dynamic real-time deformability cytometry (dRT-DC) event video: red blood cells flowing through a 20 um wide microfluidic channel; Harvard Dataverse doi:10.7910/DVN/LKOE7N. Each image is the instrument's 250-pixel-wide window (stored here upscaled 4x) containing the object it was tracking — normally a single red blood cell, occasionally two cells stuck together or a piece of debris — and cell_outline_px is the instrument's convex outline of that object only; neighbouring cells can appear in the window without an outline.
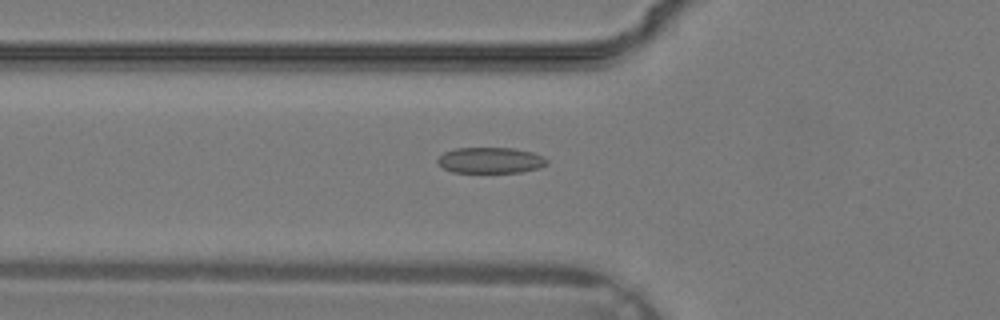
{"species": "common noctule bat (a hibernating species)", "species_latin": "Nyctalus noctula", "temperature_condition": "warm", "stored_images_in_passage": 37, "camera_frame_rate_fps": 3000, "um_per_image_px": 0.085, "animal": {"sex": "male", "body_mass_g": 19.2, "forearm_length_mm": 51.8}, "frame": {"image": 1, "passage_image": 14, "time_ms": 4.333, "image_size_px": [1000, 320], "cell_outline_px": [[548, 164], [540, 168], [520, 172], [452, 172], [444, 168], [436, 160], [444, 152], [456, 148], [512, 148], [532, 152], [544, 156], [548, 160]], "centroid_in_image_um": [41.73, 13.62], "position_along_channel_um": 84.1, "area_um2": 16.47}}
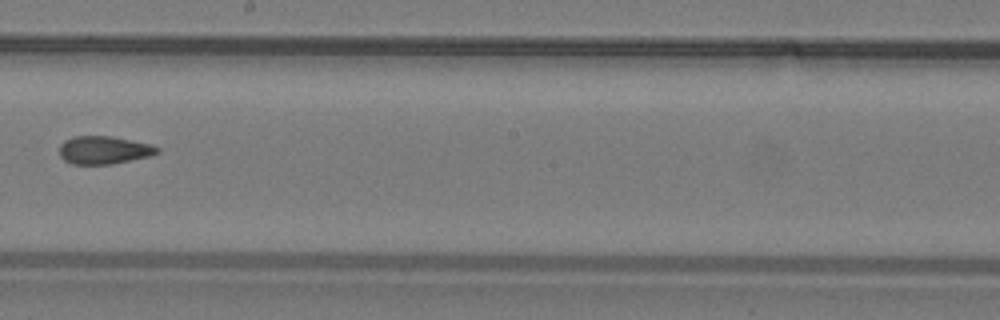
{"frame": {"image": 2, "passage_image": 22, "time_ms": 7.0, "image_size_px": [1000, 320], "cell_outline_px": [[160, 152], [152, 156], [112, 164], [72, 164], [64, 160], [60, 156], [60, 144], [64, 140], [72, 136], [112, 136], [152, 144], [160, 148]], "centroid_in_image_um": [8.86, 12.75], "position_along_channel_um": 239.3, "area_um2": 16.18}}
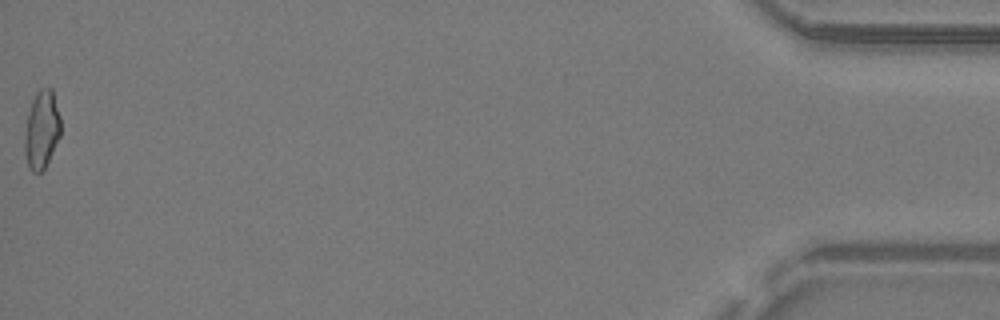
{"frame": {"image": 3, "passage_image": 37, "time_ms": 12.0, "image_size_px": [1000, 320], "cell_outline_px": [[60, 136], [44, 168], [40, 172], [32, 172], [28, 168], [24, 152], [24, 140], [28, 112], [32, 100], [36, 92], [40, 88], [52, 88], [60, 116]], "centroid_in_image_um": [3.53, 11.01], "position_along_channel_um": 431.7, "area_um2": 16.36}}